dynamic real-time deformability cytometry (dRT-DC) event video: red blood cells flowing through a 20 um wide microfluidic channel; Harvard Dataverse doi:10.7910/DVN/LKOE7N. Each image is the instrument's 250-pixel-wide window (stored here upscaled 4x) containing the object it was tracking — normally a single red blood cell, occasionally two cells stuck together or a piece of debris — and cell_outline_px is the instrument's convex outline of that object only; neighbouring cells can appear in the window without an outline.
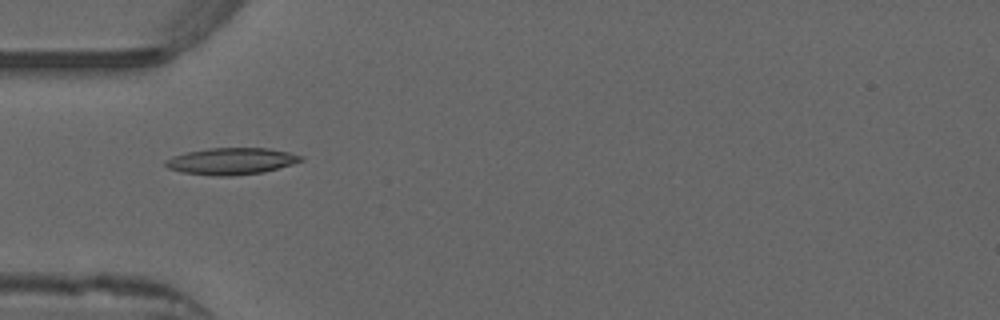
{"species": "common noctule bat (a hibernating species)", "species_latin": "Nyctalus noctula", "temperature_condition": "warm", "stored_images_in_passage": 26, "camera_frame_rate_fps": 3000, "um_per_image_px": 0.085, "animal": {"sex": "male", "forearm_length_mm": 52.5}, "frame": {"image": 1, "passage_image": 1, "time_ms": 0.0, "image_size_px": [1000, 320], "cell_outline_px": [[304, 160], [292, 164], [264, 172], [228, 176], [216, 176], [180, 172], [168, 168], [164, 164], [164, 160], [172, 156], [188, 152], [208, 148], [268, 148], [288, 152], [304, 156]], "centroid_in_image_um": [19.65, 13.7], "position_along_channel_um": 65.3, "area_um2": 21.1}}
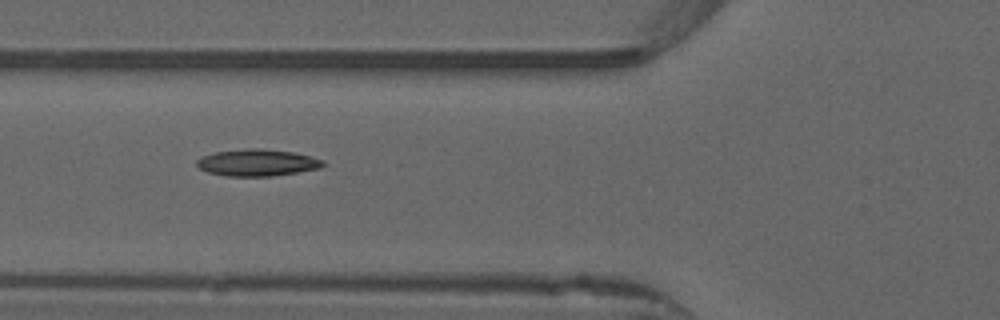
{"frame": {"image": 2, "passage_image": 4, "time_ms": 1.0, "image_size_px": [1000, 320], "cell_outline_px": [[328, 164], [320, 168], [272, 176], [228, 176], [208, 172], [200, 168], [196, 164], [196, 160], [212, 152], [244, 148], [260, 148], [292, 152], [312, 156], [324, 160]], "centroid_in_image_um": [21.89, 13.81], "position_along_channel_um": 103.9, "area_um2": 19.83}, "authors_computed_cell_mechanics": {"area_um2": 18.8139, "velocity_mm_per_s": 3.9105, "shape_relaxation_time_tau1_ms": null, "shape_relaxation_time_tau2_ms": 3.3045, "deformation_change_tau1": null, "deformation_change_tau2": 0.0995}}